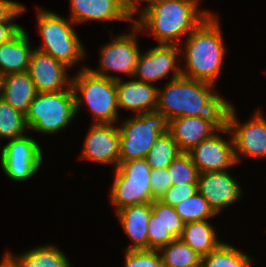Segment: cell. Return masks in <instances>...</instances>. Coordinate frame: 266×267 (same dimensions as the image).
<instances>
[{
    "mask_svg": "<svg viewBox=\"0 0 266 267\" xmlns=\"http://www.w3.org/2000/svg\"><path fill=\"white\" fill-rule=\"evenodd\" d=\"M174 240L176 238L165 229L159 218L151 212L148 226V250H159L162 246Z\"/></svg>",
    "mask_w": 266,
    "mask_h": 267,
    "instance_id": "cell-33",
    "label": "cell"
},
{
    "mask_svg": "<svg viewBox=\"0 0 266 267\" xmlns=\"http://www.w3.org/2000/svg\"><path fill=\"white\" fill-rule=\"evenodd\" d=\"M182 151L173 136L168 132L160 135L145 157L151 169L168 168Z\"/></svg>",
    "mask_w": 266,
    "mask_h": 267,
    "instance_id": "cell-27",
    "label": "cell"
},
{
    "mask_svg": "<svg viewBox=\"0 0 266 267\" xmlns=\"http://www.w3.org/2000/svg\"><path fill=\"white\" fill-rule=\"evenodd\" d=\"M24 11L25 7L23 6L9 21L0 22V44L12 39L23 28L12 21L23 14Z\"/></svg>",
    "mask_w": 266,
    "mask_h": 267,
    "instance_id": "cell-36",
    "label": "cell"
},
{
    "mask_svg": "<svg viewBox=\"0 0 266 267\" xmlns=\"http://www.w3.org/2000/svg\"><path fill=\"white\" fill-rule=\"evenodd\" d=\"M121 123L119 163L145 159L158 137L169 132V120L157 111L136 114Z\"/></svg>",
    "mask_w": 266,
    "mask_h": 267,
    "instance_id": "cell-6",
    "label": "cell"
},
{
    "mask_svg": "<svg viewBox=\"0 0 266 267\" xmlns=\"http://www.w3.org/2000/svg\"><path fill=\"white\" fill-rule=\"evenodd\" d=\"M41 148L39 143L28 135L9 140L2 147L0 155L3 172L8 178L17 182L33 177L43 161Z\"/></svg>",
    "mask_w": 266,
    "mask_h": 267,
    "instance_id": "cell-11",
    "label": "cell"
},
{
    "mask_svg": "<svg viewBox=\"0 0 266 267\" xmlns=\"http://www.w3.org/2000/svg\"><path fill=\"white\" fill-rule=\"evenodd\" d=\"M159 252L163 267H201L202 257L180 239L162 246Z\"/></svg>",
    "mask_w": 266,
    "mask_h": 267,
    "instance_id": "cell-25",
    "label": "cell"
},
{
    "mask_svg": "<svg viewBox=\"0 0 266 267\" xmlns=\"http://www.w3.org/2000/svg\"><path fill=\"white\" fill-rule=\"evenodd\" d=\"M225 124V116L177 117L169 121V133L182 152H189Z\"/></svg>",
    "mask_w": 266,
    "mask_h": 267,
    "instance_id": "cell-16",
    "label": "cell"
},
{
    "mask_svg": "<svg viewBox=\"0 0 266 267\" xmlns=\"http://www.w3.org/2000/svg\"><path fill=\"white\" fill-rule=\"evenodd\" d=\"M71 17L76 23L84 21H131L126 14L123 0H70Z\"/></svg>",
    "mask_w": 266,
    "mask_h": 267,
    "instance_id": "cell-19",
    "label": "cell"
},
{
    "mask_svg": "<svg viewBox=\"0 0 266 267\" xmlns=\"http://www.w3.org/2000/svg\"><path fill=\"white\" fill-rule=\"evenodd\" d=\"M218 132L231 134L224 124L211 137L202 140L188 152L199 173L227 171L237 164L232 135L228 142Z\"/></svg>",
    "mask_w": 266,
    "mask_h": 267,
    "instance_id": "cell-13",
    "label": "cell"
},
{
    "mask_svg": "<svg viewBox=\"0 0 266 267\" xmlns=\"http://www.w3.org/2000/svg\"><path fill=\"white\" fill-rule=\"evenodd\" d=\"M160 0H123V5L126 14L129 16V18L132 20V22L135 21V14L138 17L146 10H148L150 7L158 3ZM137 2H146V5L141 7L136 4Z\"/></svg>",
    "mask_w": 266,
    "mask_h": 267,
    "instance_id": "cell-37",
    "label": "cell"
},
{
    "mask_svg": "<svg viewBox=\"0 0 266 267\" xmlns=\"http://www.w3.org/2000/svg\"><path fill=\"white\" fill-rule=\"evenodd\" d=\"M67 70L69 67L49 54L35 48L31 52L27 73L32 78L37 93L67 90L72 79L69 78Z\"/></svg>",
    "mask_w": 266,
    "mask_h": 267,
    "instance_id": "cell-15",
    "label": "cell"
},
{
    "mask_svg": "<svg viewBox=\"0 0 266 267\" xmlns=\"http://www.w3.org/2000/svg\"><path fill=\"white\" fill-rule=\"evenodd\" d=\"M151 168L145 159L119 163L111 187L110 200L116 212L130 205L151 203Z\"/></svg>",
    "mask_w": 266,
    "mask_h": 267,
    "instance_id": "cell-8",
    "label": "cell"
},
{
    "mask_svg": "<svg viewBox=\"0 0 266 267\" xmlns=\"http://www.w3.org/2000/svg\"><path fill=\"white\" fill-rule=\"evenodd\" d=\"M174 208L184 223L208 220L217 215L199 191Z\"/></svg>",
    "mask_w": 266,
    "mask_h": 267,
    "instance_id": "cell-29",
    "label": "cell"
},
{
    "mask_svg": "<svg viewBox=\"0 0 266 267\" xmlns=\"http://www.w3.org/2000/svg\"><path fill=\"white\" fill-rule=\"evenodd\" d=\"M37 11V22L43 45L36 49L49 54L69 68L83 60L86 56V51L73 29L74 22L39 6Z\"/></svg>",
    "mask_w": 266,
    "mask_h": 267,
    "instance_id": "cell-5",
    "label": "cell"
},
{
    "mask_svg": "<svg viewBox=\"0 0 266 267\" xmlns=\"http://www.w3.org/2000/svg\"><path fill=\"white\" fill-rule=\"evenodd\" d=\"M28 37L22 28L12 39L0 44V76L27 71L33 51Z\"/></svg>",
    "mask_w": 266,
    "mask_h": 267,
    "instance_id": "cell-21",
    "label": "cell"
},
{
    "mask_svg": "<svg viewBox=\"0 0 266 267\" xmlns=\"http://www.w3.org/2000/svg\"><path fill=\"white\" fill-rule=\"evenodd\" d=\"M217 232L208 220L184 223L180 237L185 244L203 257L217 249L223 242L218 241Z\"/></svg>",
    "mask_w": 266,
    "mask_h": 267,
    "instance_id": "cell-23",
    "label": "cell"
},
{
    "mask_svg": "<svg viewBox=\"0 0 266 267\" xmlns=\"http://www.w3.org/2000/svg\"><path fill=\"white\" fill-rule=\"evenodd\" d=\"M22 7L13 0H0V22L9 21Z\"/></svg>",
    "mask_w": 266,
    "mask_h": 267,
    "instance_id": "cell-38",
    "label": "cell"
},
{
    "mask_svg": "<svg viewBox=\"0 0 266 267\" xmlns=\"http://www.w3.org/2000/svg\"><path fill=\"white\" fill-rule=\"evenodd\" d=\"M198 191L216 214L240 200L242 188L227 171L199 173Z\"/></svg>",
    "mask_w": 266,
    "mask_h": 267,
    "instance_id": "cell-17",
    "label": "cell"
},
{
    "mask_svg": "<svg viewBox=\"0 0 266 267\" xmlns=\"http://www.w3.org/2000/svg\"><path fill=\"white\" fill-rule=\"evenodd\" d=\"M0 267H21L17 258L10 251L6 252L0 262Z\"/></svg>",
    "mask_w": 266,
    "mask_h": 267,
    "instance_id": "cell-39",
    "label": "cell"
},
{
    "mask_svg": "<svg viewBox=\"0 0 266 267\" xmlns=\"http://www.w3.org/2000/svg\"><path fill=\"white\" fill-rule=\"evenodd\" d=\"M181 48L183 47L179 45L158 44L145 53H140L133 77L151 84L164 77H170V72H173L171 80L179 78L182 76V67L177 64V58H181Z\"/></svg>",
    "mask_w": 266,
    "mask_h": 267,
    "instance_id": "cell-12",
    "label": "cell"
},
{
    "mask_svg": "<svg viewBox=\"0 0 266 267\" xmlns=\"http://www.w3.org/2000/svg\"><path fill=\"white\" fill-rule=\"evenodd\" d=\"M15 257L21 267H73L63 251L54 245L36 246Z\"/></svg>",
    "mask_w": 266,
    "mask_h": 267,
    "instance_id": "cell-24",
    "label": "cell"
},
{
    "mask_svg": "<svg viewBox=\"0 0 266 267\" xmlns=\"http://www.w3.org/2000/svg\"><path fill=\"white\" fill-rule=\"evenodd\" d=\"M27 128L25 115L0 97V138L12 140L23 137Z\"/></svg>",
    "mask_w": 266,
    "mask_h": 267,
    "instance_id": "cell-28",
    "label": "cell"
},
{
    "mask_svg": "<svg viewBox=\"0 0 266 267\" xmlns=\"http://www.w3.org/2000/svg\"><path fill=\"white\" fill-rule=\"evenodd\" d=\"M172 185L198 183L199 171L188 152H181L168 166Z\"/></svg>",
    "mask_w": 266,
    "mask_h": 267,
    "instance_id": "cell-30",
    "label": "cell"
},
{
    "mask_svg": "<svg viewBox=\"0 0 266 267\" xmlns=\"http://www.w3.org/2000/svg\"><path fill=\"white\" fill-rule=\"evenodd\" d=\"M262 114L257 110L251 120L241 124L234 106L231 103L227 106L225 125L232 133L237 163L243 155L260 159L266 157V118Z\"/></svg>",
    "mask_w": 266,
    "mask_h": 267,
    "instance_id": "cell-9",
    "label": "cell"
},
{
    "mask_svg": "<svg viewBox=\"0 0 266 267\" xmlns=\"http://www.w3.org/2000/svg\"><path fill=\"white\" fill-rule=\"evenodd\" d=\"M76 117L72 87L60 92L37 93L25 115L28 128L43 134L64 130Z\"/></svg>",
    "mask_w": 266,
    "mask_h": 267,
    "instance_id": "cell-7",
    "label": "cell"
},
{
    "mask_svg": "<svg viewBox=\"0 0 266 267\" xmlns=\"http://www.w3.org/2000/svg\"><path fill=\"white\" fill-rule=\"evenodd\" d=\"M158 88L156 111L170 121L183 116H225L229 101L215 92V85L185 76Z\"/></svg>",
    "mask_w": 266,
    "mask_h": 267,
    "instance_id": "cell-1",
    "label": "cell"
},
{
    "mask_svg": "<svg viewBox=\"0 0 266 267\" xmlns=\"http://www.w3.org/2000/svg\"><path fill=\"white\" fill-rule=\"evenodd\" d=\"M36 94L35 85L27 71L2 76L1 97L20 113L26 115Z\"/></svg>",
    "mask_w": 266,
    "mask_h": 267,
    "instance_id": "cell-22",
    "label": "cell"
},
{
    "mask_svg": "<svg viewBox=\"0 0 266 267\" xmlns=\"http://www.w3.org/2000/svg\"><path fill=\"white\" fill-rule=\"evenodd\" d=\"M151 210L159 218L165 229L176 239H180L183 233L184 222L175 211V208L159 200H154L151 202Z\"/></svg>",
    "mask_w": 266,
    "mask_h": 267,
    "instance_id": "cell-31",
    "label": "cell"
},
{
    "mask_svg": "<svg viewBox=\"0 0 266 267\" xmlns=\"http://www.w3.org/2000/svg\"><path fill=\"white\" fill-rule=\"evenodd\" d=\"M133 79L116 81L118 108L135 111L137 115L156 111L158 87Z\"/></svg>",
    "mask_w": 266,
    "mask_h": 267,
    "instance_id": "cell-18",
    "label": "cell"
},
{
    "mask_svg": "<svg viewBox=\"0 0 266 267\" xmlns=\"http://www.w3.org/2000/svg\"><path fill=\"white\" fill-rule=\"evenodd\" d=\"M218 16L211 13L186 37L182 76L215 85L226 53Z\"/></svg>",
    "mask_w": 266,
    "mask_h": 267,
    "instance_id": "cell-3",
    "label": "cell"
},
{
    "mask_svg": "<svg viewBox=\"0 0 266 267\" xmlns=\"http://www.w3.org/2000/svg\"><path fill=\"white\" fill-rule=\"evenodd\" d=\"M252 260L241 250L223 242L217 249L202 257L201 267H251Z\"/></svg>",
    "mask_w": 266,
    "mask_h": 267,
    "instance_id": "cell-26",
    "label": "cell"
},
{
    "mask_svg": "<svg viewBox=\"0 0 266 267\" xmlns=\"http://www.w3.org/2000/svg\"><path fill=\"white\" fill-rule=\"evenodd\" d=\"M131 27L133 29L132 33L118 35L110 43H106L107 45L101 48L100 69L93 70L87 67L92 73L110 78L111 80H120V77L109 72L114 70L123 74L125 73L133 78L141 51L137 44V32H140V29L134 23H132Z\"/></svg>",
    "mask_w": 266,
    "mask_h": 267,
    "instance_id": "cell-10",
    "label": "cell"
},
{
    "mask_svg": "<svg viewBox=\"0 0 266 267\" xmlns=\"http://www.w3.org/2000/svg\"><path fill=\"white\" fill-rule=\"evenodd\" d=\"M71 87L75 96V112L79 113L81 104L86 102L95 118L94 123H116L118 102L116 81L92 73L83 66L74 78ZM84 99V100H83Z\"/></svg>",
    "mask_w": 266,
    "mask_h": 267,
    "instance_id": "cell-4",
    "label": "cell"
},
{
    "mask_svg": "<svg viewBox=\"0 0 266 267\" xmlns=\"http://www.w3.org/2000/svg\"><path fill=\"white\" fill-rule=\"evenodd\" d=\"M115 123H93L83 145L81 158L101 164L119 165L120 130Z\"/></svg>",
    "mask_w": 266,
    "mask_h": 267,
    "instance_id": "cell-14",
    "label": "cell"
},
{
    "mask_svg": "<svg viewBox=\"0 0 266 267\" xmlns=\"http://www.w3.org/2000/svg\"><path fill=\"white\" fill-rule=\"evenodd\" d=\"M125 267H163L159 250H124Z\"/></svg>",
    "mask_w": 266,
    "mask_h": 267,
    "instance_id": "cell-32",
    "label": "cell"
},
{
    "mask_svg": "<svg viewBox=\"0 0 266 267\" xmlns=\"http://www.w3.org/2000/svg\"><path fill=\"white\" fill-rule=\"evenodd\" d=\"M198 191V183L172 185L159 199L172 207L193 196Z\"/></svg>",
    "mask_w": 266,
    "mask_h": 267,
    "instance_id": "cell-34",
    "label": "cell"
},
{
    "mask_svg": "<svg viewBox=\"0 0 266 267\" xmlns=\"http://www.w3.org/2000/svg\"><path fill=\"white\" fill-rule=\"evenodd\" d=\"M201 0H160L133 22L140 31H150L159 44L180 45L211 12L199 11Z\"/></svg>",
    "mask_w": 266,
    "mask_h": 267,
    "instance_id": "cell-2",
    "label": "cell"
},
{
    "mask_svg": "<svg viewBox=\"0 0 266 267\" xmlns=\"http://www.w3.org/2000/svg\"><path fill=\"white\" fill-rule=\"evenodd\" d=\"M149 178L152 198L154 200H159L160 197L172 186L168 168L151 169Z\"/></svg>",
    "mask_w": 266,
    "mask_h": 267,
    "instance_id": "cell-35",
    "label": "cell"
},
{
    "mask_svg": "<svg viewBox=\"0 0 266 267\" xmlns=\"http://www.w3.org/2000/svg\"><path fill=\"white\" fill-rule=\"evenodd\" d=\"M1 84H2V76H0V97H1Z\"/></svg>",
    "mask_w": 266,
    "mask_h": 267,
    "instance_id": "cell-40",
    "label": "cell"
},
{
    "mask_svg": "<svg viewBox=\"0 0 266 267\" xmlns=\"http://www.w3.org/2000/svg\"><path fill=\"white\" fill-rule=\"evenodd\" d=\"M151 203L130 205L116 213L120 225L132 244L125 250H148V226L151 214Z\"/></svg>",
    "mask_w": 266,
    "mask_h": 267,
    "instance_id": "cell-20",
    "label": "cell"
}]
</instances>
